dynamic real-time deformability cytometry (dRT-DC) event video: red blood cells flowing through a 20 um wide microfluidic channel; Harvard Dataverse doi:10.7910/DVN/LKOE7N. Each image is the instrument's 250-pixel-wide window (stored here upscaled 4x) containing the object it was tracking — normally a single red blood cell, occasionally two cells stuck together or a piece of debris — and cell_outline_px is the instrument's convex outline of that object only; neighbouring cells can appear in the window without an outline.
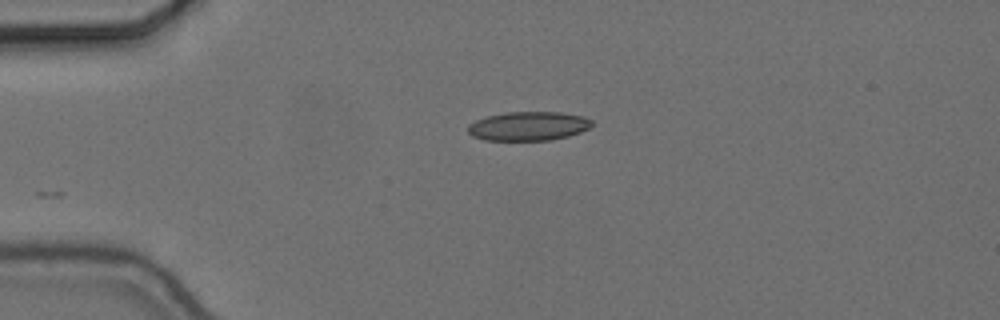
{"species": "common noctule bat (a hibernating species)", "species_latin": "Nyctalus noctula", "temperature_condition": "cold", "stored_images_in_passage": 23, "camera_frame_rate_fps": 3000, "um_per_image_px": 0.085, "animal": {"sex": "female", "body_mass_g": 24.6, "forearm_length_mm": 56.2}, "frame": {"image": 1, "passage_image": 1, "time_ms": 0.0, "image_size_px": [1000, 320], "cell_outline_px": [[592, 124], [588, 128], [580, 132], [568, 136], [552, 140], [484, 140], [472, 136], [468, 132], [468, 124], [476, 120], [488, 116], [508, 112], [560, 112], [580, 116], [592, 120]], "centroid_in_image_um": [44.89, 10.72], "position_along_channel_um": 40.1, "area_um2": 20.81}}
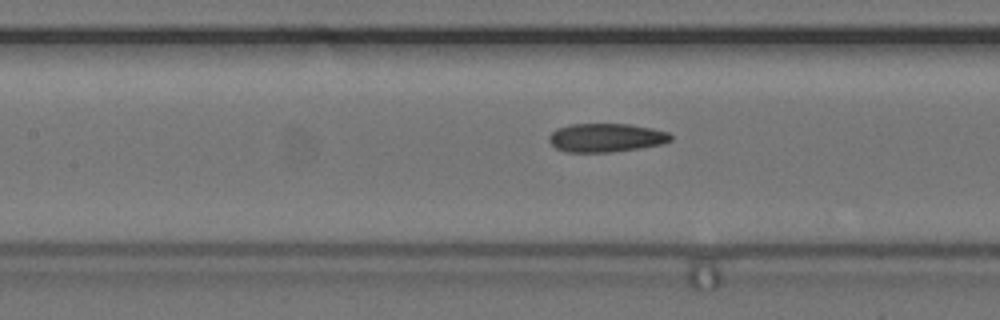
{"frame": {"image": 2, "passage_image": 13, "time_ms": 4.0, "image_size_px": [1000, 320], "cell_outline_px": [[672, 140], [660, 144], [640, 148], [612, 152], [568, 152], [556, 148], [548, 140], [548, 136], [556, 128], [568, 124], [628, 124], [652, 128], [668, 132], [672, 136]], "centroid_in_image_um": [51.49, 11.7], "position_along_channel_um": 155.9, "area_um2": 20.35}}
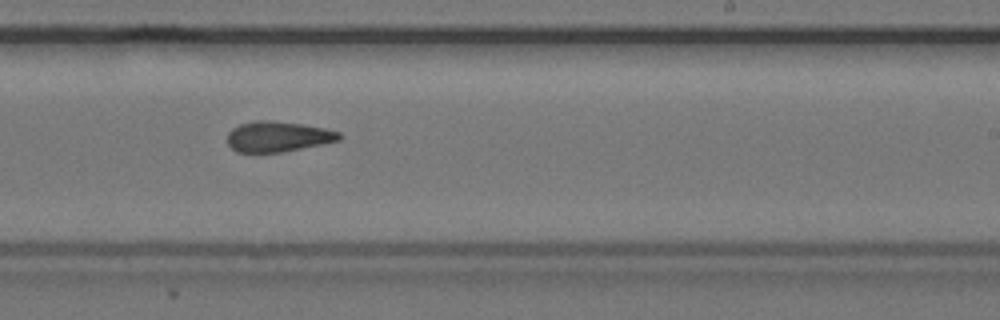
{"frame": {"image": 3, "passage_image": 22, "time_ms": 7.0, "image_size_px": [1000, 320], "cell_outline_px": [[344, 136], [340, 140], [324, 144], [284, 152], [236, 152], [228, 144], [228, 132], [232, 128], [240, 124], [252, 120], [268, 120], [300, 124], [324, 128], [340, 132]], "centroid_in_image_um": [23.64, 11.61], "position_along_channel_um": 265.4, "area_um2": 20.0}}